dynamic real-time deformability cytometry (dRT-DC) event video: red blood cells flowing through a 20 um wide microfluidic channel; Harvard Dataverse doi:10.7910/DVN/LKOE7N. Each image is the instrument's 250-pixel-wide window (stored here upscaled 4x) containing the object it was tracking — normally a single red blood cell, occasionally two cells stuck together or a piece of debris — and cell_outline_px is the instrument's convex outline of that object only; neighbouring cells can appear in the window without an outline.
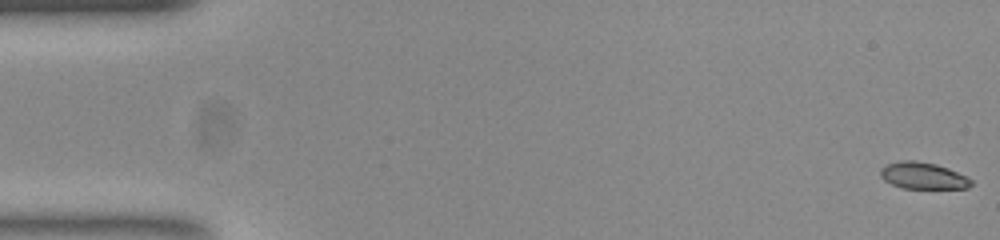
{"species": "common noctule bat (a hibernating species)", "species_latin": "Nyctalus noctula", "temperature_condition": "room temperature", "stored_images_in_passage": 54, "camera_frame_rate_fps": 3000, "um_per_image_px": 0.085, "animal": {"sex": "female", "body_mass_g": 23.0, "forearm_length_mm": 53.4}, "frame": {"image": 1, "passage_image": 1, "time_ms": 0.0, "image_size_px": [1000, 240], "cell_outline_px": [[972, 184], [968, 188], [900, 188], [884, 180], [880, 176], [880, 168], [888, 164], [900, 160], [916, 160], [936, 164], [948, 168], [972, 180]], "centroid_in_image_um": [78.42, 14.93], "position_along_channel_um": 6.6, "area_um2": 14.05}}
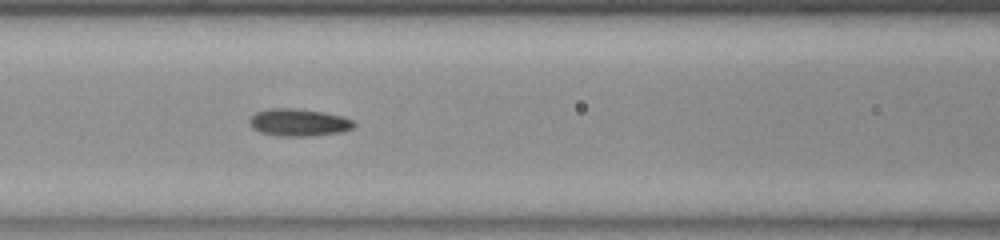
{"frame": {"image": 2, "passage_image": 23, "time_ms": 7.333, "image_size_px": [1000, 240], "cell_outline_px": [[356, 124], [352, 128], [340, 132], [308, 136], [276, 136], [260, 132], [252, 128], [248, 120], [256, 112], [268, 108], [292, 108], [324, 112], [344, 116], [352, 120]], "centroid_in_image_um": [25.37, 10.4], "position_along_channel_um": 141.2, "area_um2": 16.7}}
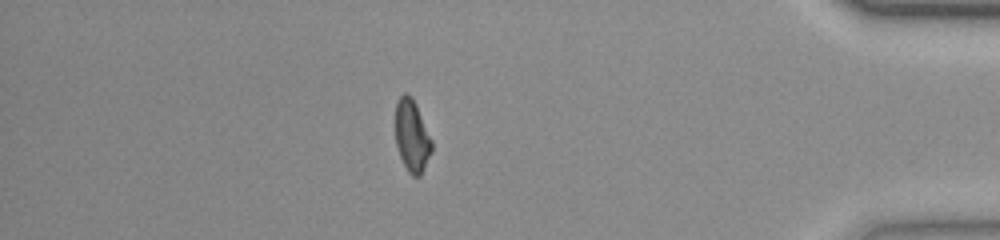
{"frame": {"image": 3, "passage_image": 47, "time_ms": 15.333, "image_size_px": [1000, 240], "cell_outline_px": [[432, 152], [420, 176], [412, 176], [408, 172], [400, 156], [396, 144], [396, 100], [404, 92], [408, 92], [412, 96], [416, 104], [432, 140]], "centroid_in_image_um": [35.02, 11.52], "position_along_channel_um": 400.2, "area_um2": 15.32}, "authors_computed_cell_mechanics": {"area_um2": 15.5482, "velocity_mm_per_s": 3.778, "shape_relaxation_time_tau1_ms": 3.8636, "shape_relaxation_time_tau2_ms": 3.3707, "deformation_change_tau1": 0.1657, "deformation_change_tau2": 0.065}}